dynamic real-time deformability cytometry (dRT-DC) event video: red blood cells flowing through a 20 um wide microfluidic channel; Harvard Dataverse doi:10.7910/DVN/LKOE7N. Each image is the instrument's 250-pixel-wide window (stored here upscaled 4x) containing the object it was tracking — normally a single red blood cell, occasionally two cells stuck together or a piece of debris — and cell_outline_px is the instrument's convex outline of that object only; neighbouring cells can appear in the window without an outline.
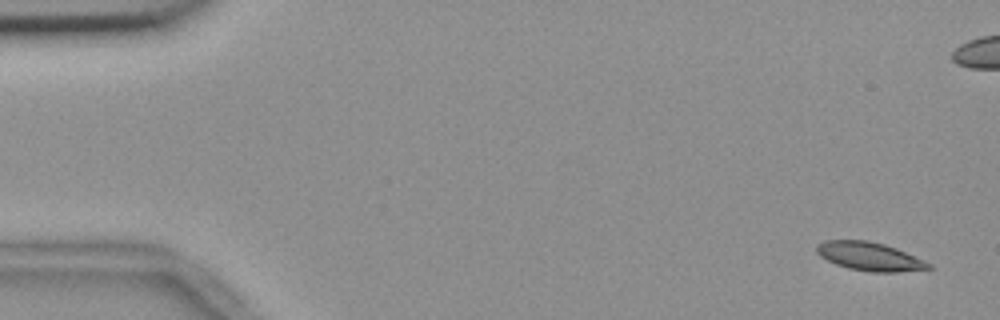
{"species": "common noctule bat (a hibernating species)", "species_latin": "Nyctalus noctula", "temperature_condition": "room temperature", "stored_images_in_passage": 5, "camera_frame_rate_fps": 3000, "um_per_image_px": 0.085, "animal": {"sex": "female", "body_mass_g": 18.4}, "frame": {"image": 1, "passage_image": 1, "time_ms": 0.0, "image_size_px": [1000, 320], "cell_outline_px": [[932, 268], [900, 272], [872, 272], [848, 268], [836, 264], [820, 256], [816, 252], [816, 244], [824, 240], [868, 240], [884, 244], [896, 248], [932, 264]], "centroid_in_image_um": [73.89, 21.79], "position_along_channel_um": 11.1, "area_um2": 18.55}}